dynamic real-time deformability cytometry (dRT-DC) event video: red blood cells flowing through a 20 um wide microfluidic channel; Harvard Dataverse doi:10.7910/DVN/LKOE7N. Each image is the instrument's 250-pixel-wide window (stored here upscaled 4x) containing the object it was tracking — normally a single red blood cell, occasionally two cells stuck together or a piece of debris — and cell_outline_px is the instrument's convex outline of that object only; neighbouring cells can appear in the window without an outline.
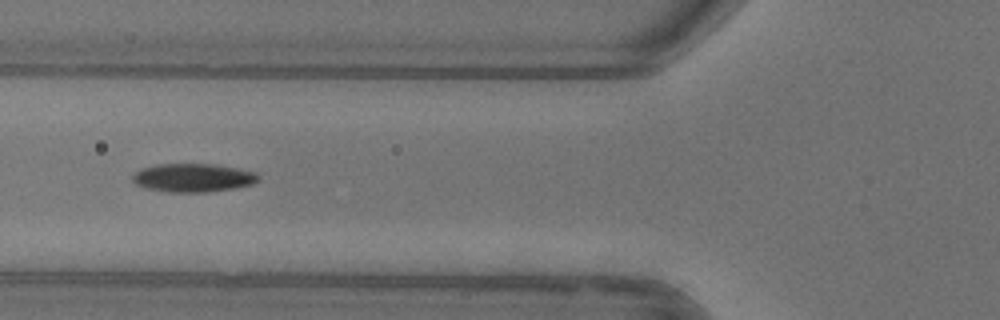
{"species": "common noctule bat (a hibernating species)", "species_latin": "Nyctalus noctula", "temperature_condition": "warm", "stored_images_in_passage": 34, "camera_frame_rate_fps": 3000, "um_per_image_px": 0.085, "animal": {"sex": "female"}, "frame": {"image": 1, "passage_image": 6, "time_ms": 1.667, "image_size_px": [1000, 320], "cell_outline_px": [[260, 180], [252, 184], [232, 188], [208, 192], [168, 192], [144, 188], [136, 184], [132, 180], [132, 176], [140, 168], [156, 164], [216, 164], [256, 172], [260, 176]], "centroid_in_image_um": [16.4, 15.1], "position_along_channel_um": 109.4, "area_um2": 20.98}, "authors_computed_cell_mechanics": {"area_um2": 21.2993, "velocity_mm_per_s": 3.9621, "shape_relaxation_time_tau1_ms": 5.1486, "shape_relaxation_time_tau2_ms": 3.6509, "deformation_change_tau1": 0.1779, "deformation_change_tau2": 0.0765}}